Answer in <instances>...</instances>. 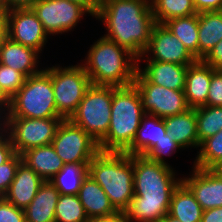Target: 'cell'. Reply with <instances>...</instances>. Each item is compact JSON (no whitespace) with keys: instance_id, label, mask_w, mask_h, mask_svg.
Returning <instances> with one entry per match:
<instances>
[{"instance_id":"ee69618b","label":"cell","mask_w":222,"mask_h":222,"mask_svg":"<svg viewBox=\"0 0 222 222\" xmlns=\"http://www.w3.org/2000/svg\"><path fill=\"white\" fill-rule=\"evenodd\" d=\"M88 222H129L124 212H118L117 214L108 217L91 218Z\"/></svg>"},{"instance_id":"52a82bcc","label":"cell","mask_w":222,"mask_h":222,"mask_svg":"<svg viewBox=\"0 0 222 222\" xmlns=\"http://www.w3.org/2000/svg\"><path fill=\"white\" fill-rule=\"evenodd\" d=\"M114 86L91 85L69 120L96 142L109 130Z\"/></svg>"},{"instance_id":"c3c4849f","label":"cell","mask_w":222,"mask_h":222,"mask_svg":"<svg viewBox=\"0 0 222 222\" xmlns=\"http://www.w3.org/2000/svg\"><path fill=\"white\" fill-rule=\"evenodd\" d=\"M8 11L4 0H0V18H6Z\"/></svg>"},{"instance_id":"bcb514c9","label":"cell","mask_w":222,"mask_h":222,"mask_svg":"<svg viewBox=\"0 0 222 222\" xmlns=\"http://www.w3.org/2000/svg\"><path fill=\"white\" fill-rule=\"evenodd\" d=\"M7 37L6 18H0V48L3 40Z\"/></svg>"},{"instance_id":"f6af8a7d","label":"cell","mask_w":222,"mask_h":222,"mask_svg":"<svg viewBox=\"0 0 222 222\" xmlns=\"http://www.w3.org/2000/svg\"><path fill=\"white\" fill-rule=\"evenodd\" d=\"M0 108L3 109L4 112L7 111V113L10 108V99L5 95V93L2 91L1 88H0Z\"/></svg>"},{"instance_id":"8d00e7d4","label":"cell","mask_w":222,"mask_h":222,"mask_svg":"<svg viewBox=\"0 0 222 222\" xmlns=\"http://www.w3.org/2000/svg\"><path fill=\"white\" fill-rule=\"evenodd\" d=\"M0 222H26L24 210L0 197Z\"/></svg>"},{"instance_id":"ab89813d","label":"cell","mask_w":222,"mask_h":222,"mask_svg":"<svg viewBox=\"0 0 222 222\" xmlns=\"http://www.w3.org/2000/svg\"><path fill=\"white\" fill-rule=\"evenodd\" d=\"M193 4L197 13L222 10V0H193Z\"/></svg>"},{"instance_id":"4316f807","label":"cell","mask_w":222,"mask_h":222,"mask_svg":"<svg viewBox=\"0 0 222 222\" xmlns=\"http://www.w3.org/2000/svg\"><path fill=\"white\" fill-rule=\"evenodd\" d=\"M164 25L183 43L188 52L198 60V13L170 19Z\"/></svg>"},{"instance_id":"484cf974","label":"cell","mask_w":222,"mask_h":222,"mask_svg":"<svg viewBox=\"0 0 222 222\" xmlns=\"http://www.w3.org/2000/svg\"><path fill=\"white\" fill-rule=\"evenodd\" d=\"M198 60L222 40V10L198 13Z\"/></svg>"},{"instance_id":"f35d334b","label":"cell","mask_w":222,"mask_h":222,"mask_svg":"<svg viewBox=\"0 0 222 222\" xmlns=\"http://www.w3.org/2000/svg\"><path fill=\"white\" fill-rule=\"evenodd\" d=\"M7 137V138H6ZM16 154L8 135L0 139V165L9 161Z\"/></svg>"},{"instance_id":"b9f144b4","label":"cell","mask_w":222,"mask_h":222,"mask_svg":"<svg viewBox=\"0 0 222 222\" xmlns=\"http://www.w3.org/2000/svg\"><path fill=\"white\" fill-rule=\"evenodd\" d=\"M38 0H4L8 10L31 8Z\"/></svg>"},{"instance_id":"8fae6325","label":"cell","mask_w":222,"mask_h":222,"mask_svg":"<svg viewBox=\"0 0 222 222\" xmlns=\"http://www.w3.org/2000/svg\"><path fill=\"white\" fill-rule=\"evenodd\" d=\"M51 145L64 164L90 163L99 152V144L81 127L63 119Z\"/></svg>"},{"instance_id":"8992f818","label":"cell","mask_w":222,"mask_h":222,"mask_svg":"<svg viewBox=\"0 0 222 222\" xmlns=\"http://www.w3.org/2000/svg\"><path fill=\"white\" fill-rule=\"evenodd\" d=\"M6 117L63 118L56 109L51 76L44 69L26 78L10 99Z\"/></svg>"},{"instance_id":"7a4b0ae2","label":"cell","mask_w":222,"mask_h":222,"mask_svg":"<svg viewBox=\"0 0 222 222\" xmlns=\"http://www.w3.org/2000/svg\"><path fill=\"white\" fill-rule=\"evenodd\" d=\"M95 18L108 33L104 36L142 60L156 24L150 0H102Z\"/></svg>"},{"instance_id":"603a6c76","label":"cell","mask_w":222,"mask_h":222,"mask_svg":"<svg viewBox=\"0 0 222 222\" xmlns=\"http://www.w3.org/2000/svg\"><path fill=\"white\" fill-rule=\"evenodd\" d=\"M167 133L181 148L199 147L197 135L196 108L186 112L163 118Z\"/></svg>"},{"instance_id":"d6986e66","label":"cell","mask_w":222,"mask_h":222,"mask_svg":"<svg viewBox=\"0 0 222 222\" xmlns=\"http://www.w3.org/2000/svg\"><path fill=\"white\" fill-rule=\"evenodd\" d=\"M144 69L138 71L150 82L172 90H184L188 66L170 62L146 60Z\"/></svg>"},{"instance_id":"6da1fadb","label":"cell","mask_w":222,"mask_h":222,"mask_svg":"<svg viewBox=\"0 0 222 222\" xmlns=\"http://www.w3.org/2000/svg\"><path fill=\"white\" fill-rule=\"evenodd\" d=\"M134 197L124 211L129 222H159L168 214L171 196L182 181L170 165L133 155ZM176 179V180H175Z\"/></svg>"},{"instance_id":"9a60e30c","label":"cell","mask_w":222,"mask_h":222,"mask_svg":"<svg viewBox=\"0 0 222 222\" xmlns=\"http://www.w3.org/2000/svg\"><path fill=\"white\" fill-rule=\"evenodd\" d=\"M191 177L181 178L203 210L222 207V174L215 169L192 167Z\"/></svg>"},{"instance_id":"ffe728a7","label":"cell","mask_w":222,"mask_h":222,"mask_svg":"<svg viewBox=\"0 0 222 222\" xmlns=\"http://www.w3.org/2000/svg\"><path fill=\"white\" fill-rule=\"evenodd\" d=\"M78 197L89 219L118 213L101 186L89 175L83 180Z\"/></svg>"},{"instance_id":"1f68e13d","label":"cell","mask_w":222,"mask_h":222,"mask_svg":"<svg viewBox=\"0 0 222 222\" xmlns=\"http://www.w3.org/2000/svg\"><path fill=\"white\" fill-rule=\"evenodd\" d=\"M78 195L60 194L55 209V222H88Z\"/></svg>"},{"instance_id":"4dcf8cb0","label":"cell","mask_w":222,"mask_h":222,"mask_svg":"<svg viewBox=\"0 0 222 222\" xmlns=\"http://www.w3.org/2000/svg\"><path fill=\"white\" fill-rule=\"evenodd\" d=\"M199 147L193 166L199 169H215L222 161V130L203 140Z\"/></svg>"},{"instance_id":"5bb4252c","label":"cell","mask_w":222,"mask_h":222,"mask_svg":"<svg viewBox=\"0 0 222 222\" xmlns=\"http://www.w3.org/2000/svg\"><path fill=\"white\" fill-rule=\"evenodd\" d=\"M153 54L147 60L170 62L189 66L196 59L188 52L183 43L174 36L164 24L156 23L151 32L148 48L143 56Z\"/></svg>"},{"instance_id":"30bf717a","label":"cell","mask_w":222,"mask_h":222,"mask_svg":"<svg viewBox=\"0 0 222 222\" xmlns=\"http://www.w3.org/2000/svg\"><path fill=\"white\" fill-rule=\"evenodd\" d=\"M134 84L140 95L145 114L163 119L190 109L186 102L184 90H172L150 83L138 70Z\"/></svg>"},{"instance_id":"7c38bea8","label":"cell","mask_w":222,"mask_h":222,"mask_svg":"<svg viewBox=\"0 0 222 222\" xmlns=\"http://www.w3.org/2000/svg\"><path fill=\"white\" fill-rule=\"evenodd\" d=\"M31 9L48 36L72 30L84 14H90L85 7L69 0H38Z\"/></svg>"},{"instance_id":"7bdbcfd3","label":"cell","mask_w":222,"mask_h":222,"mask_svg":"<svg viewBox=\"0 0 222 222\" xmlns=\"http://www.w3.org/2000/svg\"><path fill=\"white\" fill-rule=\"evenodd\" d=\"M69 1L82 5L90 12V15L94 17L97 15L99 7L102 2V0H69Z\"/></svg>"},{"instance_id":"2e32d148","label":"cell","mask_w":222,"mask_h":222,"mask_svg":"<svg viewBox=\"0 0 222 222\" xmlns=\"http://www.w3.org/2000/svg\"><path fill=\"white\" fill-rule=\"evenodd\" d=\"M44 180L25 163L21 162L3 198L20 209H25L36 196Z\"/></svg>"},{"instance_id":"7402d4cb","label":"cell","mask_w":222,"mask_h":222,"mask_svg":"<svg viewBox=\"0 0 222 222\" xmlns=\"http://www.w3.org/2000/svg\"><path fill=\"white\" fill-rule=\"evenodd\" d=\"M60 193L50 181H44L36 196L24 209L26 222H55V209Z\"/></svg>"},{"instance_id":"d590c367","label":"cell","mask_w":222,"mask_h":222,"mask_svg":"<svg viewBox=\"0 0 222 222\" xmlns=\"http://www.w3.org/2000/svg\"><path fill=\"white\" fill-rule=\"evenodd\" d=\"M208 106H222V69H214L207 96Z\"/></svg>"},{"instance_id":"74e56055","label":"cell","mask_w":222,"mask_h":222,"mask_svg":"<svg viewBox=\"0 0 222 222\" xmlns=\"http://www.w3.org/2000/svg\"><path fill=\"white\" fill-rule=\"evenodd\" d=\"M202 61L214 69H222V40L209 51Z\"/></svg>"},{"instance_id":"83f0119b","label":"cell","mask_w":222,"mask_h":222,"mask_svg":"<svg viewBox=\"0 0 222 222\" xmlns=\"http://www.w3.org/2000/svg\"><path fill=\"white\" fill-rule=\"evenodd\" d=\"M89 163H68L49 181L63 195H78L83 180L88 176Z\"/></svg>"},{"instance_id":"5b68a950","label":"cell","mask_w":222,"mask_h":222,"mask_svg":"<svg viewBox=\"0 0 222 222\" xmlns=\"http://www.w3.org/2000/svg\"><path fill=\"white\" fill-rule=\"evenodd\" d=\"M145 115L135 84L115 87L107 135L98 143L102 152H125L135 139Z\"/></svg>"},{"instance_id":"277c9868","label":"cell","mask_w":222,"mask_h":222,"mask_svg":"<svg viewBox=\"0 0 222 222\" xmlns=\"http://www.w3.org/2000/svg\"><path fill=\"white\" fill-rule=\"evenodd\" d=\"M88 175L101 186L118 212L128 208L134 197L133 155L100 151L89 163Z\"/></svg>"},{"instance_id":"d4e9b609","label":"cell","mask_w":222,"mask_h":222,"mask_svg":"<svg viewBox=\"0 0 222 222\" xmlns=\"http://www.w3.org/2000/svg\"><path fill=\"white\" fill-rule=\"evenodd\" d=\"M203 211L194 194L181 181L172 193L168 214L181 222H201Z\"/></svg>"},{"instance_id":"4fadbf2b","label":"cell","mask_w":222,"mask_h":222,"mask_svg":"<svg viewBox=\"0 0 222 222\" xmlns=\"http://www.w3.org/2000/svg\"><path fill=\"white\" fill-rule=\"evenodd\" d=\"M7 37L41 53L47 42L43 24L31 8L12 9L6 16Z\"/></svg>"},{"instance_id":"60d3db41","label":"cell","mask_w":222,"mask_h":222,"mask_svg":"<svg viewBox=\"0 0 222 222\" xmlns=\"http://www.w3.org/2000/svg\"><path fill=\"white\" fill-rule=\"evenodd\" d=\"M201 222H222V207L204 210Z\"/></svg>"},{"instance_id":"f1b7e54d","label":"cell","mask_w":222,"mask_h":222,"mask_svg":"<svg viewBox=\"0 0 222 222\" xmlns=\"http://www.w3.org/2000/svg\"><path fill=\"white\" fill-rule=\"evenodd\" d=\"M153 17L158 24L166 21L197 14L193 0H150Z\"/></svg>"},{"instance_id":"f907efd6","label":"cell","mask_w":222,"mask_h":222,"mask_svg":"<svg viewBox=\"0 0 222 222\" xmlns=\"http://www.w3.org/2000/svg\"><path fill=\"white\" fill-rule=\"evenodd\" d=\"M215 170H216L218 173L222 174V161H221L220 164L215 168Z\"/></svg>"},{"instance_id":"7dc6e473","label":"cell","mask_w":222,"mask_h":222,"mask_svg":"<svg viewBox=\"0 0 222 222\" xmlns=\"http://www.w3.org/2000/svg\"><path fill=\"white\" fill-rule=\"evenodd\" d=\"M1 110H2V109L0 108V111H1ZM2 114L5 115L4 117L2 116V119H4V120L1 119V115H2ZM6 114H7V113H6V112H3V110L0 112V119H1V120H0V139L6 135L5 133H6V131H7V130H6V127H7V126H6V125H7V123H6V122H7V120H6ZM1 122H2V123H1ZM2 125H3V126H2ZM1 127H2V128H1ZM3 132H4V133H3Z\"/></svg>"},{"instance_id":"681fc988","label":"cell","mask_w":222,"mask_h":222,"mask_svg":"<svg viewBox=\"0 0 222 222\" xmlns=\"http://www.w3.org/2000/svg\"><path fill=\"white\" fill-rule=\"evenodd\" d=\"M159 222H181V221L167 214Z\"/></svg>"},{"instance_id":"ba28073f","label":"cell","mask_w":222,"mask_h":222,"mask_svg":"<svg viewBox=\"0 0 222 222\" xmlns=\"http://www.w3.org/2000/svg\"><path fill=\"white\" fill-rule=\"evenodd\" d=\"M52 79L57 112L69 119L76 111L86 91L92 85L83 65L52 66L44 69Z\"/></svg>"},{"instance_id":"3957f363","label":"cell","mask_w":222,"mask_h":222,"mask_svg":"<svg viewBox=\"0 0 222 222\" xmlns=\"http://www.w3.org/2000/svg\"><path fill=\"white\" fill-rule=\"evenodd\" d=\"M83 64L93 85L123 87L134 83L138 58L103 36L88 51Z\"/></svg>"},{"instance_id":"d6a6232c","label":"cell","mask_w":222,"mask_h":222,"mask_svg":"<svg viewBox=\"0 0 222 222\" xmlns=\"http://www.w3.org/2000/svg\"><path fill=\"white\" fill-rule=\"evenodd\" d=\"M25 80L21 72L0 63V88L9 99L18 92Z\"/></svg>"},{"instance_id":"836d02e7","label":"cell","mask_w":222,"mask_h":222,"mask_svg":"<svg viewBox=\"0 0 222 222\" xmlns=\"http://www.w3.org/2000/svg\"><path fill=\"white\" fill-rule=\"evenodd\" d=\"M182 149L169 135L168 133L164 136L160 142H157L156 145L145 155L146 158H149L151 161L169 165L163 159V155H171L176 150Z\"/></svg>"},{"instance_id":"9c48e42d","label":"cell","mask_w":222,"mask_h":222,"mask_svg":"<svg viewBox=\"0 0 222 222\" xmlns=\"http://www.w3.org/2000/svg\"><path fill=\"white\" fill-rule=\"evenodd\" d=\"M63 119L6 117V134L21 155L28 149L50 145Z\"/></svg>"},{"instance_id":"e0dca14e","label":"cell","mask_w":222,"mask_h":222,"mask_svg":"<svg viewBox=\"0 0 222 222\" xmlns=\"http://www.w3.org/2000/svg\"><path fill=\"white\" fill-rule=\"evenodd\" d=\"M213 68L202 60L190 64L186 73L185 98L190 108L207 105Z\"/></svg>"},{"instance_id":"ac0fdd59","label":"cell","mask_w":222,"mask_h":222,"mask_svg":"<svg viewBox=\"0 0 222 222\" xmlns=\"http://www.w3.org/2000/svg\"><path fill=\"white\" fill-rule=\"evenodd\" d=\"M39 52L6 37L0 48V63L21 72L26 78L38 74Z\"/></svg>"},{"instance_id":"f546056e","label":"cell","mask_w":222,"mask_h":222,"mask_svg":"<svg viewBox=\"0 0 222 222\" xmlns=\"http://www.w3.org/2000/svg\"><path fill=\"white\" fill-rule=\"evenodd\" d=\"M197 135L200 143L222 130V106H200L196 108Z\"/></svg>"},{"instance_id":"e575fe53","label":"cell","mask_w":222,"mask_h":222,"mask_svg":"<svg viewBox=\"0 0 222 222\" xmlns=\"http://www.w3.org/2000/svg\"><path fill=\"white\" fill-rule=\"evenodd\" d=\"M21 162V155L16 153L9 161L0 165V197H3L7 192L15 178L17 168Z\"/></svg>"},{"instance_id":"cb8c5ba5","label":"cell","mask_w":222,"mask_h":222,"mask_svg":"<svg viewBox=\"0 0 222 222\" xmlns=\"http://www.w3.org/2000/svg\"><path fill=\"white\" fill-rule=\"evenodd\" d=\"M22 162L32 168L44 181H49L64 166V162L50 145L34 147L21 154Z\"/></svg>"},{"instance_id":"44dd1931","label":"cell","mask_w":222,"mask_h":222,"mask_svg":"<svg viewBox=\"0 0 222 222\" xmlns=\"http://www.w3.org/2000/svg\"><path fill=\"white\" fill-rule=\"evenodd\" d=\"M167 134L165 122L157 116L145 114L137 129L132 145L125 151L129 155L145 156Z\"/></svg>"}]
</instances>
